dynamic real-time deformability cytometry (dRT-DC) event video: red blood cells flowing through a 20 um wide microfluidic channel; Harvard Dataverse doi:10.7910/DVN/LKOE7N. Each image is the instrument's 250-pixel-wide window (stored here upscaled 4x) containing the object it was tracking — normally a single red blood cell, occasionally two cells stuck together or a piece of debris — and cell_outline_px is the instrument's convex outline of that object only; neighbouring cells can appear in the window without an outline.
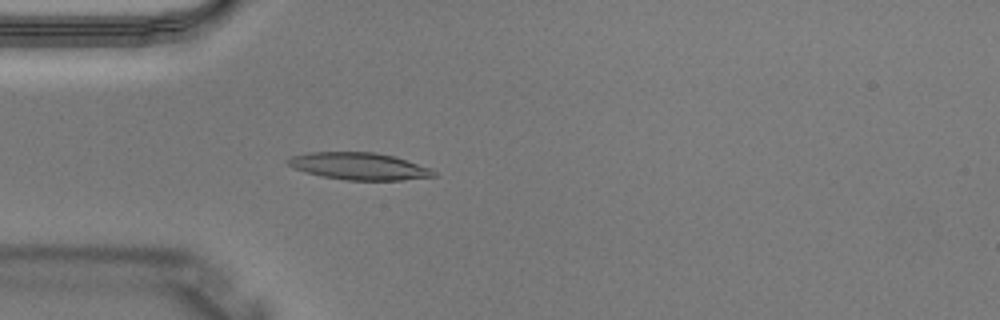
{"species": "Egyptian fruit bat (a non-hibernating species)", "species_latin": "Rousettus aegyptiacus", "temperature_condition": "warm", "stored_images_in_passage": 3, "camera_frame_rate_fps": 3000, "um_per_image_px": 0.085, "animal": {"sex": "male"}, "frame": {"image": 1, "passage_image": 3, "time_ms": 0.667, "image_size_px": [1000, 320], "cell_outline_px": [[440, 176], [400, 180], [344, 180], [320, 176], [304, 172], [292, 168], [284, 160], [292, 156], [308, 152], [376, 152], [396, 156], [432, 168]], "centroid_in_image_um": [30.54, 14.13], "position_along_channel_um": 54.5, "area_um2": 23.52}}